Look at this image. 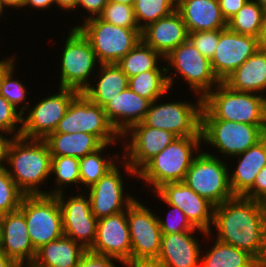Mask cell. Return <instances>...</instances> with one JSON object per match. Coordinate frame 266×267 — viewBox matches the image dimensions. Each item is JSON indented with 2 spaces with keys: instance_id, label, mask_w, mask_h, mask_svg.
<instances>
[{
  "instance_id": "680465c9",
  "label": "cell",
  "mask_w": 266,
  "mask_h": 267,
  "mask_svg": "<svg viewBox=\"0 0 266 267\" xmlns=\"http://www.w3.org/2000/svg\"><path fill=\"white\" fill-rule=\"evenodd\" d=\"M255 1L256 3H258L264 11H266V0H253Z\"/></svg>"
},
{
  "instance_id": "5bb4252c",
  "label": "cell",
  "mask_w": 266,
  "mask_h": 267,
  "mask_svg": "<svg viewBox=\"0 0 266 267\" xmlns=\"http://www.w3.org/2000/svg\"><path fill=\"white\" fill-rule=\"evenodd\" d=\"M59 91L39 99L37 104L28 106V113L22 115V130L20 136L27 139L45 140L54 133L58 122L66 114L72 99L79 93L70 88H60Z\"/></svg>"
},
{
  "instance_id": "ac0fdd59",
  "label": "cell",
  "mask_w": 266,
  "mask_h": 267,
  "mask_svg": "<svg viewBox=\"0 0 266 267\" xmlns=\"http://www.w3.org/2000/svg\"><path fill=\"white\" fill-rule=\"evenodd\" d=\"M119 166L115 164L98 182L84 191L88 193L91 211L97 219L125 211L136 200L134 195L124 192V173L121 174Z\"/></svg>"
},
{
  "instance_id": "ba28073f",
  "label": "cell",
  "mask_w": 266,
  "mask_h": 267,
  "mask_svg": "<svg viewBox=\"0 0 266 267\" xmlns=\"http://www.w3.org/2000/svg\"><path fill=\"white\" fill-rule=\"evenodd\" d=\"M201 135L202 143L214 147L220 157L229 160V157L232 159L259 142L266 135V125L201 119Z\"/></svg>"
},
{
  "instance_id": "d6986e66",
  "label": "cell",
  "mask_w": 266,
  "mask_h": 267,
  "mask_svg": "<svg viewBox=\"0 0 266 267\" xmlns=\"http://www.w3.org/2000/svg\"><path fill=\"white\" fill-rule=\"evenodd\" d=\"M89 251L116 258L122 265L131 262L127 210L98 219L95 241Z\"/></svg>"
},
{
  "instance_id": "be15d7a7",
  "label": "cell",
  "mask_w": 266,
  "mask_h": 267,
  "mask_svg": "<svg viewBox=\"0 0 266 267\" xmlns=\"http://www.w3.org/2000/svg\"><path fill=\"white\" fill-rule=\"evenodd\" d=\"M256 267H266V263H259Z\"/></svg>"
},
{
  "instance_id": "5b68a950",
  "label": "cell",
  "mask_w": 266,
  "mask_h": 267,
  "mask_svg": "<svg viewBox=\"0 0 266 267\" xmlns=\"http://www.w3.org/2000/svg\"><path fill=\"white\" fill-rule=\"evenodd\" d=\"M164 64L170 90L176 79L181 77L190 86L194 96L204 98L220 83L212 70L211 60L203 56L189 40L166 55Z\"/></svg>"
},
{
  "instance_id": "7402d4cb",
  "label": "cell",
  "mask_w": 266,
  "mask_h": 267,
  "mask_svg": "<svg viewBox=\"0 0 266 267\" xmlns=\"http://www.w3.org/2000/svg\"><path fill=\"white\" fill-rule=\"evenodd\" d=\"M196 232L162 234L156 261L163 267H200L202 249Z\"/></svg>"
},
{
  "instance_id": "b9f144b4",
  "label": "cell",
  "mask_w": 266,
  "mask_h": 267,
  "mask_svg": "<svg viewBox=\"0 0 266 267\" xmlns=\"http://www.w3.org/2000/svg\"><path fill=\"white\" fill-rule=\"evenodd\" d=\"M22 114L0 95V130L20 137L22 130Z\"/></svg>"
},
{
  "instance_id": "1f68e13d",
  "label": "cell",
  "mask_w": 266,
  "mask_h": 267,
  "mask_svg": "<svg viewBox=\"0 0 266 267\" xmlns=\"http://www.w3.org/2000/svg\"><path fill=\"white\" fill-rule=\"evenodd\" d=\"M163 60L164 57L159 52L153 50L140 40L137 45L116 64L128 78H131L145 71L166 70L165 65L161 67V62L164 63Z\"/></svg>"
},
{
  "instance_id": "94428289",
  "label": "cell",
  "mask_w": 266,
  "mask_h": 267,
  "mask_svg": "<svg viewBox=\"0 0 266 267\" xmlns=\"http://www.w3.org/2000/svg\"><path fill=\"white\" fill-rule=\"evenodd\" d=\"M4 10L7 11V9H5V8L2 6L1 0H0V17L3 16Z\"/></svg>"
},
{
  "instance_id": "83f0119b",
  "label": "cell",
  "mask_w": 266,
  "mask_h": 267,
  "mask_svg": "<svg viewBox=\"0 0 266 267\" xmlns=\"http://www.w3.org/2000/svg\"><path fill=\"white\" fill-rule=\"evenodd\" d=\"M97 71L98 76L95 75L93 77L94 81L91 82L96 85H89L82 93L91 102L103 108L111 99H114L119 93L128 88L129 78L114 63L100 64Z\"/></svg>"
},
{
  "instance_id": "ffe728a7",
  "label": "cell",
  "mask_w": 266,
  "mask_h": 267,
  "mask_svg": "<svg viewBox=\"0 0 266 267\" xmlns=\"http://www.w3.org/2000/svg\"><path fill=\"white\" fill-rule=\"evenodd\" d=\"M258 50V38L235 33L225 28L217 43L211 66L220 82L230 76Z\"/></svg>"
},
{
  "instance_id": "bcb514c9",
  "label": "cell",
  "mask_w": 266,
  "mask_h": 267,
  "mask_svg": "<svg viewBox=\"0 0 266 267\" xmlns=\"http://www.w3.org/2000/svg\"><path fill=\"white\" fill-rule=\"evenodd\" d=\"M108 0H78L77 8L81 7L87 11L88 16H85L84 21L98 17ZM89 12V13H88Z\"/></svg>"
},
{
  "instance_id": "db71d44e",
  "label": "cell",
  "mask_w": 266,
  "mask_h": 267,
  "mask_svg": "<svg viewBox=\"0 0 266 267\" xmlns=\"http://www.w3.org/2000/svg\"><path fill=\"white\" fill-rule=\"evenodd\" d=\"M0 267H19L0 249Z\"/></svg>"
},
{
  "instance_id": "9a60e30c",
  "label": "cell",
  "mask_w": 266,
  "mask_h": 267,
  "mask_svg": "<svg viewBox=\"0 0 266 267\" xmlns=\"http://www.w3.org/2000/svg\"><path fill=\"white\" fill-rule=\"evenodd\" d=\"M127 220L131 236V262L156 261L162 240L156 212L136 198L127 208Z\"/></svg>"
},
{
  "instance_id": "30bf717a",
  "label": "cell",
  "mask_w": 266,
  "mask_h": 267,
  "mask_svg": "<svg viewBox=\"0 0 266 267\" xmlns=\"http://www.w3.org/2000/svg\"><path fill=\"white\" fill-rule=\"evenodd\" d=\"M157 99L151 102L142 123L157 129L172 132L177 137L202 136L201 112L203 98L197 96L196 102L169 101ZM158 103V104H157Z\"/></svg>"
},
{
  "instance_id": "8d00e7d4",
  "label": "cell",
  "mask_w": 266,
  "mask_h": 267,
  "mask_svg": "<svg viewBox=\"0 0 266 267\" xmlns=\"http://www.w3.org/2000/svg\"><path fill=\"white\" fill-rule=\"evenodd\" d=\"M55 181V188L47 191L48 195H56L58 193L64 192V187L67 185L72 187L73 184L78 185V189L81 188L80 185V173H79V158L71 156H52L51 159V177ZM72 184V185H71ZM63 186V187H62Z\"/></svg>"
},
{
  "instance_id": "9f6ffc18",
  "label": "cell",
  "mask_w": 266,
  "mask_h": 267,
  "mask_svg": "<svg viewBox=\"0 0 266 267\" xmlns=\"http://www.w3.org/2000/svg\"><path fill=\"white\" fill-rule=\"evenodd\" d=\"M108 1H111L114 3H123V4L130 5V6H133L135 2V0H108Z\"/></svg>"
},
{
  "instance_id": "7c38bea8",
  "label": "cell",
  "mask_w": 266,
  "mask_h": 267,
  "mask_svg": "<svg viewBox=\"0 0 266 267\" xmlns=\"http://www.w3.org/2000/svg\"><path fill=\"white\" fill-rule=\"evenodd\" d=\"M19 210L25 216L36 250L64 235L62 213L55 195H24Z\"/></svg>"
},
{
  "instance_id": "52a82bcc",
  "label": "cell",
  "mask_w": 266,
  "mask_h": 267,
  "mask_svg": "<svg viewBox=\"0 0 266 267\" xmlns=\"http://www.w3.org/2000/svg\"><path fill=\"white\" fill-rule=\"evenodd\" d=\"M72 28H78L89 40L100 64H116L141 40L140 28H125L91 18Z\"/></svg>"
},
{
  "instance_id": "ab89813d",
  "label": "cell",
  "mask_w": 266,
  "mask_h": 267,
  "mask_svg": "<svg viewBox=\"0 0 266 267\" xmlns=\"http://www.w3.org/2000/svg\"><path fill=\"white\" fill-rule=\"evenodd\" d=\"M98 18L115 26L139 28L133 6L123 3L108 1Z\"/></svg>"
},
{
  "instance_id": "4316f807",
  "label": "cell",
  "mask_w": 266,
  "mask_h": 267,
  "mask_svg": "<svg viewBox=\"0 0 266 267\" xmlns=\"http://www.w3.org/2000/svg\"><path fill=\"white\" fill-rule=\"evenodd\" d=\"M223 83L239 92L266 96V53L259 49L244 61Z\"/></svg>"
},
{
  "instance_id": "681fc988",
  "label": "cell",
  "mask_w": 266,
  "mask_h": 267,
  "mask_svg": "<svg viewBox=\"0 0 266 267\" xmlns=\"http://www.w3.org/2000/svg\"><path fill=\"white\" fill-rule=\"evenodd\" d=\"M55 5V0H26L24 4V8H27L26 6H29L30 8H35L37 11L39 9L41 10H48V8Z\"/></svg>"
},
{
  "instance_id": "603a6c76",
  "label": "cell",
  "mask_w": 266,
  "mask_h": 267,
  "mask_svg": "<svg viewBox=\"0 0 266 267\" xmlns=\"http://www.w3.org/2000/svg\"><path fill=\"white\" fill-rule=\"evenodd\" d=\"M141 40L165 57L188 40V31L178 11L174 10L143 28Z\"/></svg>"
},
{
  "instance_id": "44dd1931",
  "label": "cell",
  "mask_w": 266,
  "mask_h": 267,
  "mask_svg": "<svg viewBox=\"0 0 266 267\" xmlns=\"http://www.w3.org/2000/svg\"><path fill=\"white\" fill-rule=\"evenodd\" d=\"M0 249L18 266L35 259L37 250L30 240L25 216L19 209L1 215Z\"/></svg>"
},
{
  "instance_id": "f5cc1de1",
  "label": "cell",
  "mask_w": 266,
  "mask_h": 267,
  "mask_svg": "<svg viewBox=\"0 0 266 267\" xmlns=\"http://www.w3.org/2000/svg\"><path fill=\"white\" fill-rule=\"evenodd\" d=\"M124 267H163L157 261H138V262H130L125 265Z\"/></svg>"
},
{
  "instance_id": "6125c7cd",
  "label": "cell",
  "mask_w": 266,
  "mask_h": 267,
  "mask_svg": "<svg viewBox=\"0 0 266 267\" xmlns=\"http://www.w3.org/2000/svg\"><path fill=\"white\" fill-rule=\"evenodd\" d=\"M264 210H265V224H266V200L263 202Z\"/></svg>"
},
{
  "instance_id": "816d5d0a",
  "label": "cell",
  "mask_w": 266,
  "mask_h": 267,
  "mask_svg": "<svg viewBox=\"0 0 266 267\" xmlns=\"http://www.w3.org/2000/svg\"><path fill=\"white\" fill-rule=\"evenodd\" d=\"M26 0H1L2 6L4 8H12V9H21L24 10L22 8H24V4H25Z\"/></svg>"
},
{
  "instance_id": "3957f363",
  "label": "cell",
  "mask_w": 266,
  "mask_h": 267,
  "mask_svg": "<svg viewBox=\"0 0 266 267\" xmlns=\"http://www.w3.org/2000/svg\"><path fill=\"white\" fill-rule=\"evenodd\" d=\"M201 119L266 125V97L257 93L235 91L220 82L203 98Z\"/></svg>"
},
{
  "instance_id": "4fadbf2b",
  "label": "cell",
  "mask_w": 266,
  "mask_h": 267,
  "mask_svg": "<svg viewBox=\"0 0 266 267\" xmlns=\"http://www.w3.org/2000/svg\"><path fill=\"white\" fill-rule=\"evenodd\" d=\"M121 137L124 152L119 162L122 170H125L124 173L130 174L133 178L151 158L177 138L172 132L146 126L142 122L133 125Z\"/></svg>"
},
{
  "instance_id": "f6af8a7d",
  "label": "cell",
  "mask_w": 266,
  "mask_h": 267,
  "mask_svg": "<svg viewBox=\"0 0 266 267\" xmlns=\"http://www.w3.org/2000/svg\"><path fill=\"white\" fill-rule=\"evenodd\" d=\"M243 197L260 202L266 200V165L257 174L253 186L243 195Z\"/></svg>"
},
{
  "instance_id": "f35d334b",
  "label": "cell",
  "mask_w": 266,
  "mask_h": 267,
  "mask_svg": "<svg viewBox=\"0 0 266 267\" xmlns=\"http://www.w3.org/2000/svg\"><path fill=\"white\" fill-rule=\"evenodd\" d=\"M23 197L6 167L0 168V215L18 210Z\"/></svg>"
},
{
  "instance_id": "ee69618b",
  "label": "cell",
  "mask_w": 266,
  "mask_h": 267,
  "mask_svg": "<svg viewBox=\"0 0 266 267\" xmlns=\"http://www.w3.org/2000/svg\"><path fill=\"white\" fill-rule=\"evenodd\" d=\"M118 259L105 255H98L87 250L80 258L77 267H118Z\"/></svg>"
},
{
  "instance_id": "d4e9b609",
  "label": "cell",
  "mask_w": 266,
  "mask_h": 267,
  "mask_svg": "<svg viewBox=\"0 0 266 267\" xmlns=\"http://www.w3.org/2000/svg\"><path fill=\"white\" fill-rule=\"evenodd\" d=\"M176 10L188 33L227 28L218 0H177Z\"/></svg>"
},
{
  "instance_id": "6da1fadb",
  "label": "cell",
  "mask_w": 266,
  "mask_h": 267,
  "mask_svg": "<svg viewBox=\"0 0 266 267\" xmlns=\"http://www.w3.org/2000/svg\"><path fill=\"white\" fill-rule=\"evenodd\" d=\"M212 227L217 231L214 239L248 252L259 263H266L263 202L234 196L214 207Z\"/></svg>"
},
{
  "instance_id": "11a10c76",
  "label": "cell",
  "mask_w": 266,
  "mask_h": 267,
  "mask_svg": "<svg viewBox=\"0 0 266 267\" xmlns=\"http://www.w3.org/2000/svg\"><path fill=\"white\" fill-rule=\"evenodd\" d=\"M258 49L261 52L266 53V26H264V28L260 32V35L258 38Z\"/></svg>"
},
{
  "instance_id": "277c9868",
  "label": "cell",
  "mask_w": 266,
  "mask_h": 267,
  "mask_svg": "<svg viewBox=\"0 0 266 267\" xmlns=\"http://www.w3.org/2000/svg\"><path fill=\"white\" fill-rule=\"evenodd\" d=\"M201 143L202 136L177 137L137 172V179L154 191L165 183L183 182Z\"/></svg>"
},
{
  "instance_id": "8fae6325",
  "label": "cell",
  "mask_w": 266,
  "mask_h": 267,
  "mask_svg": "<svg viewBox=\"0 0 266 267\" xmlns=\"http://www.w3.org/2000/svg\"><path fill=\"white\" fill-rule=\"evenodd\" d=\"M84 132L96 136L103 144H115L122 137L112 127L104 109L91 102L82 92L71 101L64 117L58 122L54 133Z\"/></svg>"
},
{
  "instance_id": "f1b7e54d",
  "label": "cell",
  "mask_w": 266,
  "mask_h": 267,
  "mask_svg": "<svg viewBox=\"0 0 266 267\" xmlns=\"http://www.w3.org/2000/svg\"><path fill=\"white\" fill-rule=\"evenodd\" d=\"M87 250L66 235L37 249L33 263L39 267H77Z\"/></svg>"
},
{
  "instance_id": "cb8c5ba5",
  "label": "cell",
  "mask_w": 266,
  "mask_h": 267,
  "mask_svg": "<svg viewBox=\"0 0 266 267\" xmlns=\"http://www.w3.org/2000/svg\"><path fill=\"white\" fill-rule=\"evenodd\" d=\"M151 102L133 92L129 87L111 99L104 107V112L112 127L120 136L133 125L141 123Z\"/></svg>"
},
{
  "instance_id": "60d3db41",
  "label": "cell",
  "mask_w": 266,
  "mask_h": 267,
  "mask_svg": "<svg viewBox=\"0 0 266 267\" xmlns=\"http://www.w3.org/2000/svg\"><path fill=\"white\" fill-rule=\"evenodd\" d=\"M167 204L168 208L171 209L167 213V217L162 219V217L157 215L158 223L160 225L162 234H173L186 231H197L202 233L206 238H211V235L201 229L195 228L190 221L187 219L186 215L178 207Z\"/></svg>"
},
{
  "instance_id": "836d02e7",
  "label": "cell",
  "mask_w": 266,
  "mask_h": 267,
  "mask_svg": "<svg viewBox=\"0 0 266 267\" xmlns=\"http://www.w3.org/2000/svg\"><path fill=\"white\" fill-rule=\"evenodd\" d=\"M265 26V11L253 0L244 6L227 21V28L235 33L259 38Z\"/></svg>"
},
{
  "instance_id": "4dcf8cb0",
  "label": "cell",
  "mask_w": 266,
  "mask_h": 267,
  "mask_svg": "<svg viewBox=\"0 0 266 267\" xmlns=\"http://www.w3.org/2000/svg\"><path fill=\"white\" fill-rule=\"evenodd\" d=\"M258 264L248 252L217 239L206 253L201 252L200 267H256Z\"/></svg>"
},
{
  "instance_id": "484cf974",
  "label": "cell",
  "mask_w": 266,
  "mask_h": 267,
  "mask_svg": "<svg viewBox=\"0 0 266 267\" xmlns=\"http://www.w3.org/2000/svg\"><path fill=\"white\" fill-rule=\"evenodd\" d=\"M239 158L236 168L229 171V184L235 196H243L254 184L257 174L266 165V135ZM238 164V165H237Z\"/></svg>"
},
{
  "instance_id": "91938a15",
  "label": "cell",
  "mask_w": 266,
  "mask_h": 267,
  "mask_svg": "<svg viewBox=\"0 0 266 267\" xmlns=\"http://www.w3.org/2000/svg\"><path fill=\"white\" fill-rule=\"evenodd\" d=\"M19 267H39V266L36 265V264L33 263V262H30V263H24V264H21V265H19Z\"/></svg>"
},
{
  "instance_id": "f907efd6",
  "label": "cell",
  "mask_w": 266,
  "mask_h": 267,
  "mask_svg": "<svg viewBox=\"0 0 266 267\" xmlns=\"http://www.w3.org/2000/svg\"><path fill=\"white\" fill-rule=\"evenodd\" d=\"M78 0H55V5L59 7V9H63L65 11H74L77 9Z\"/></svg>"
},
{
  "instance_id": "d590c367",
  "label": "cell",
  "mask_w": 266,
  "mask_h": 267,
  "mask_svg": "<svg viewBox=\"0 0 266 267\" xmlns=\"http://www.w3.org/2000/svg\"><path fill=\"white\" fill-rule=\"evenodd\" d=\"M16 60L15 55L3 59V81L0 95L23 115L29 106V101H26L29 92L22 81L14 79ZM21 103L22 107H20Z\"/></svg>"
},
{
  "instance_id": "7dc6e473",
  "label": "cell",
  "mask_w": 266,
  "mask_h": 267,
  "mask_svg": "<svg viewBox=\"0 0 266 267\" xmlns=\"http://www.w3.org/2000/svg\"><path fill=\"white\" fill-rule=\"evenodd\" d=\"M248 0H218L221 14L226 22L234 16Z\"/></svg>"
},
{
  "instance_id": "74e56055",
  "label": "cell",
  "mask_w": 266,
  "mask_h": 267,
  "mask_svg": "<svg viewBox=\"0 0 266 267\" xmlns=\"http://www.w3.org/2000/svg\"><path fill=\"white\" fill-rule=\"evenodd\" d=\"M133 9L138 26L142 30L176 10V0H135Z\"/></svg>"
},
{
  "instance_id": "7a4b0ae2",
  "label": "cell",
  "mask_w": 266,
  "mask_h": 267,
  "mask_svg": "<svg viewBox=\"0 0 266 267\" xmlns=\"http://www.w3.org/2000/svg\"><path fill=\"white\" fill-rule=\"evenodd\" d=\"M51 159L45 140L15 137L6 163L10 168L6 166V169L24 195H47V191L39 187L46 185L51 177Z\"/></svg>"
},
{
  "instance_id": "2e32d148",
  "label": "cell",
  "mask_w": 266,
  "mask_h": 267,
  "mask_svg": "<svg viewBox=\"0 0 266 267\" xmlns=\"http://www.w3.org/2000/svg\"><path fill=\"white\" fill-rule=\"evenodd\" d=\"M64 194V195H63ZM67 193L56 194L62 213L64 235L73 239L84 249L90 250L96 237L98 219L91 211L87 193H76L71 197ZM69 197V198H68Z\"/></svg>"
},
{
  "instance_id": "d6a6232c",
  "label": "cell",
  "mask_w": 266,
  "mask_h": 267,
  "mask_svg": "<svg viewBox=\"0 0 266 267\" xmlns=\"http://www.w3.org/2000/svg\"><path fill=\"white\" fill-rule=\"evenodd\" d=\"M110 145L112 144H104L97 151L79 158L80 185L85 190L98 182L121 159L122 155L119 156L118 152L112 156L108 152L104 155Z\"/></svg>"
},
{
  "instance_id": "8992f818",
  "label": "cell",
  "mask_w": 266,
  "mask_h": 267,
  "mask_svg": "<svg viewBox=\"0 0 266 267\" xmlns=\"http://www.w3.org/2000/svg\"><path fill=\"white\" fill-rule=\"evenodd\" d=\"M201 149L194 157L183 182L214 206H218L235 196L229 184V162L220 159L214 152H202L204 149Z\"/></svg>"
},
{
  "instance_id": "6f0895ef",
  "label": "cell",
  "mask_w": 266,
  "mask_h": 267,
  "mask_svg": "<svg viewBox=\"0 0 266 267\" xmlns=\"http://www.w3.org/2000/svg\"><path fill=\"white\" fill-rule=\"evenodd\" d=\"M3 81V58L0 60V93H1V85Z\"/></svg>"
},
{
  "instance_id": "9c48e42d",
  "label": "cell",
  "mask_w": 266,
  "mask_h": 267,
  "mask_svg": "<svg viewBox=\"0 0 266 267\" xmlns=\"http://www.w3.org/2000/svg\"><path fill=\"white\" fill-rule=\"evenodd\" d=\"M61 53L60 88L83 92L100 65L91 43L78 28H71ZM93 75V76H92Z\"/></svg>"
},
{
  "instance_id": "7bdbcfd3",
  "label": "cell",
  "mask_w": 266,
  "mask_h": 267,
  "mask_svg": "<svg viewBox=\"0 0 266 267\" xmlns=\"http://www.w3.org/2000/svg\"><path fill=\"white\" fill-rule=\"evenodd\" d=\"M224 29L198 31L188 33V40L205 57L210 60L214 56L220 33Z\"/></svg>"
},
{
  "instance_id": "f546056e",
  "label": "cell",
  "mask_w": 266,
  "mask_h": 267,
  "mask_svg": "<svg viewBox=\"0 0 266 267\" xmlns=\"http://www.w3.org/2000/svg\"><path fill=\"white\" fill-rule=\"evenodd\" d=\"M45 141L52 156L77 158L91 154L104 145L96 136L84 132L52 133Z\"/></svg>"
},
{
  "instance_id": "e575fe53",
  "label": "cell",
  "mask_w": 266,
  "mask_h": 267,
  "mask_svg": "<svg viewBox=\"0 0 266 267\" xmlns=\"http://www.w3.org/2000/svg\"><path fill=\"white\" fill-rule=\"evenodd\" d=\"M128 87L141 97L153 102L169 94L166 70H151L129 78Z\"/></svg>"
},
{
  "instance_id": "e0dca14e",
  "label": "cell",
  "mask_w": 266,
  "mask_h": 267,
  "mask_svg": "<svg viewBox=\"0 0 266 267\" xmlns=\"http://www.w3.org/2000/svg\"><path fill=\"white\" fill-rule=\"evenodd\" d=\"M152 192L157 194L158 199L182 210L195 228L213 235L211 227L215 206L184 182L165 183Z\"/></svg>"
},
{
  "instance_id": "c3c4849f",
  "label": "cell",
  "mask_w": 266,
  "mask_h": 267,
  "mask_svg": "<svg viewBox=\"0 0 266 267\" xmlns=\"http://www.w3.org/2000/svg\"><path fill=\"white\" fill-rule=\"evenodd\" d=\"M6 136L7 137L10 136V138H7ZM14 139H15L14 135L0 130V168L8 166L6 165L8 158V151Z\"/></svg>"
}]
</instances>
